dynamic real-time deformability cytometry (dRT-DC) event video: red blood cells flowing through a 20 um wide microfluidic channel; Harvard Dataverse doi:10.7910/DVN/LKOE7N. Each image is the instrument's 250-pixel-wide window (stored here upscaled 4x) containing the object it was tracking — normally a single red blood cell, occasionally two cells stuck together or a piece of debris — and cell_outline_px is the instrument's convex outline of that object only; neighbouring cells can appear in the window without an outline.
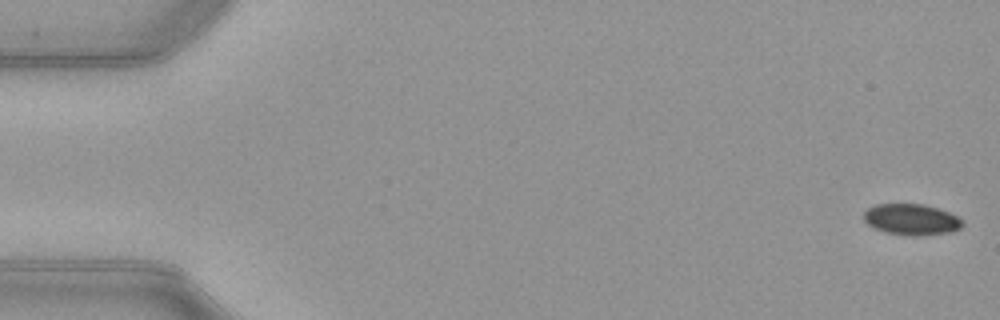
{"species": "common noctule bat (a hibernating species)", "species_latin": "Nyctalus noctula", "temperature_condition": "warm", "stored_images_in_passage": 52, "camera_frame_rate_fps": 3000, "um_per_image_px": 0.085, "animal": {"sex": "female", "body_mass_g": 21.9}, "frame": {"image": 1, "passage_image": 1, "time_ms": 0.0, "image_size_px": [1000, 320], "cell_outline_px": [[964, 224], [960, 228], [952, 232], [924, 236], [912, 236], [884, 232], [872, 228], [864, 220], [864, 212], [868, 208], [876, 204], [924, 204], [948, 212], [964, 220]], "centroid_in_image_um": [77.48, 18.67], "position_along_channel_um": 7.5, "area_um2": 18.09}}
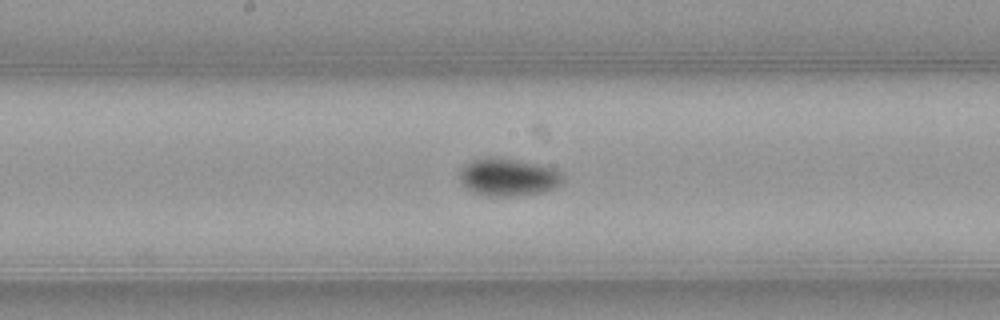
{"frame": {"image": 2, "passage_image": 27, "time_ms": 8.667, "image_size_px": [1000, 320], "cell_outline_px": [[564, 180], [556, 188], [524, 196], [484, 196], [472, 192], [460, 180], [460, 172], [472, 160], [488, 156], [496, 156], [540, 164], [556, 168], [564, 176]], "centroid_in_image_um": [43.25, 15.06], "position_along_channel_um": 204.9, "area_um2": 22.95}}
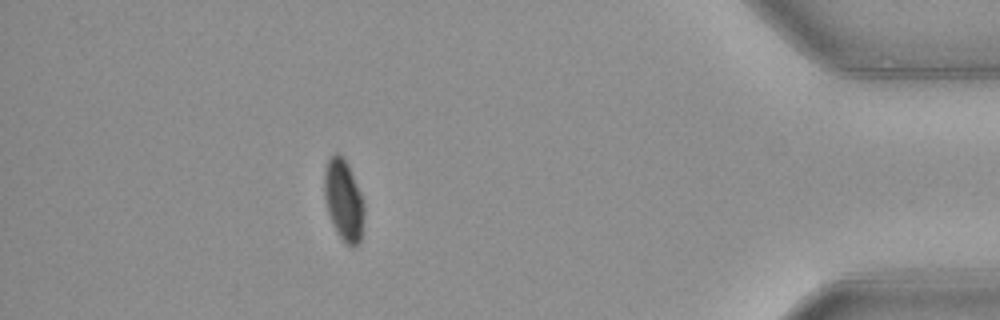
{"frame": {"image": 3, "passage_image": 46, "time_ms": 15.0, "image_size_px": [1000, 320], "cell_outline_px": [[364, 212], [360, 240], [352, 248], [336, 232], [332, 224], [328, 212], [324, 196], [324, 168], [328, 160], [336, 152], [340, 152], [344, 156], [348, 164], [364, 204]], "centroid_in_image_um": [29.18, 16.97], "position_along_channel_um": 406.0, "area_um2": 18.67}, "authors_computed_cell_mechanics": {"area_um2": 19.1029, "velocity_mm_per_s": 3.9936, "shape_relaxation_time_tau1_ms": 5.886, "shape_relaxation_time_tau2_ms": null, "deformation_change_tau1": 0.0957, "deformation_change_tau2": null}}